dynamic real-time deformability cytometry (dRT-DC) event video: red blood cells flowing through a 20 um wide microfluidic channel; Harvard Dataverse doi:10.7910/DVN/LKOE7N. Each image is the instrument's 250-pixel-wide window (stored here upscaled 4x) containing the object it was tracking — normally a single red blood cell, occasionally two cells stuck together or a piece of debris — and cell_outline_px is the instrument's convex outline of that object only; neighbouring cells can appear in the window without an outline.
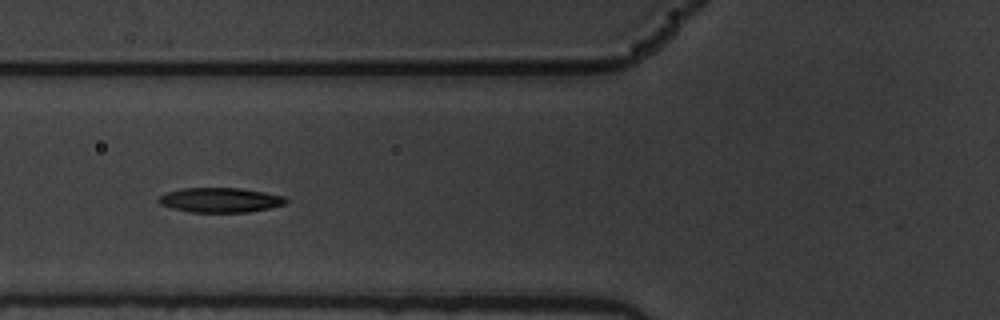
{"species": "common noctule bat (a hibernating species)", "species_latin": "Nyctalus noctula", "temperature_condition": "warm", "stored_images_in_passage": 9, "camera_frame_rate_fps": 3000, "um_per_image_px": 0.085, "animal": {"sex": "male", "body_mass_g": 19.5, "forearm_length_mm": 54.6}, "frame": {"image": 1, "passage_image": 7, "time_ms": 2.0, "image_size_px": [1000, 320], "cell_outline_px": [[288, 200], [284, 204], [268, 208], [248, 212], [188, 212], [172, 208], [160, 204], [156, 200], [160, 196], [168, 192], [184, 188], [240, 188], [264, 192], [284, 196]], "centroid_in_image_um": [18.7, 17.0], "position_along_channel_um": 107.1, "area_um2": 18.21}}
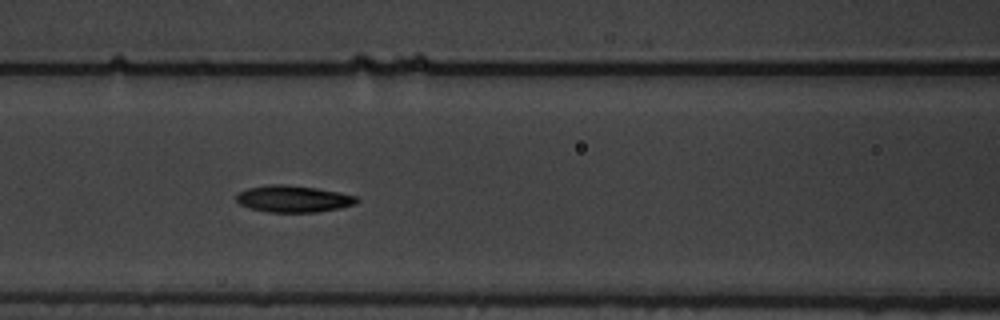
{"frame": {"image": 2, "passage_image": 8, "time_ms": 2.333, "image_size_px": [1000, 320], "cell_outline_px": [[360, 200], [356, 204], [340, 208], [316, 212], [268, 212], [248, 208], [240, 204], [236, 200], [236, 196], [240, 192], [248, 188], [272, 184], [284, 184], [316, 188], [356, 196]], "centroid_in_image_um": [24.93, 16.91], "position_along_channel_um": 141.7, "area_um2": 18.67}}
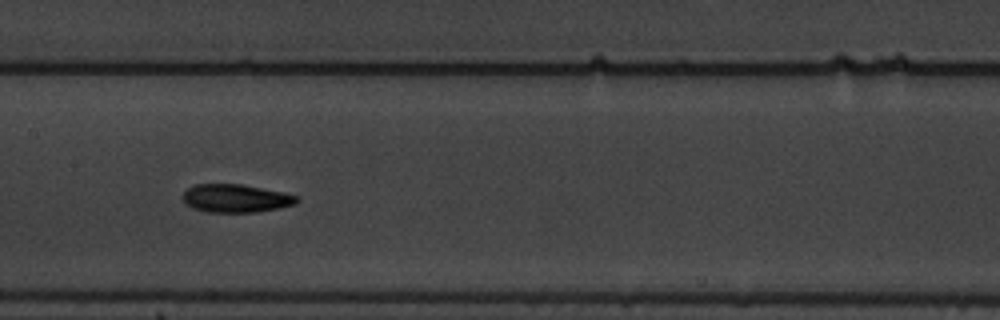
{"frame": {"image": 3, "passage_image": 9, "time_ms": 2.667, "image_size_px": [1000, 320], "cell_outline_px": [[300, 200], [292, 204], [280, 208], [256, 212], [208, 212], [192, 208], [184, 200], [184, 192], [188, 188], [196, 184], [240, 184], [300, 196]], "centroid_in_image_um": [20.05, 16.86], "position_along_channel_um": 187.3, "area_um2": 18.44}}